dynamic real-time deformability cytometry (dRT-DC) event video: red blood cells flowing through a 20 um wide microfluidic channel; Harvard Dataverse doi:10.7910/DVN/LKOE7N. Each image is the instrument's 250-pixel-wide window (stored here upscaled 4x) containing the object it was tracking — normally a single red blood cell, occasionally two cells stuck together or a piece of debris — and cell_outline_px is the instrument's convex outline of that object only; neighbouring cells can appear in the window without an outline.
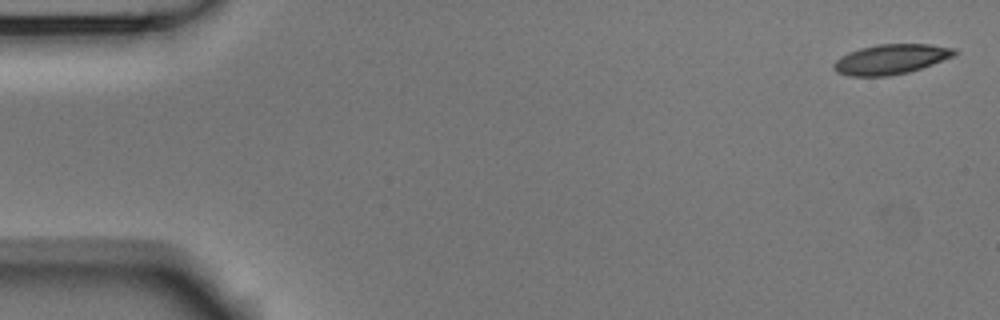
{"species": "Egyptian fruit bat (a non-hibernating species)", "species_latin": "Rousettus aegyptiacus", "temperature_condition": "room temperature", "stored_images_in_passage": 53, "camera_frame_rate_fps": 3000, "um_per_image_px": 0.085, "animal": {"sex": "male"}, "frame": {"image": 1, "passage_image": 1, "time_ms": 0.0, "image_size_px": [1000, 320], "cell_outline_px": [[960, 52], [956, 56], [908, 72], [888, 76], [848, 76], [836, 72], [832, 64], [840, 56], [848, 52], [860, 48], [876, 44], [928, 44], [956, 48]], "centroid_in_image_um": [75.74, 5.03], "position_along_channel_um": 9.3, "area_um2": 21.27}}
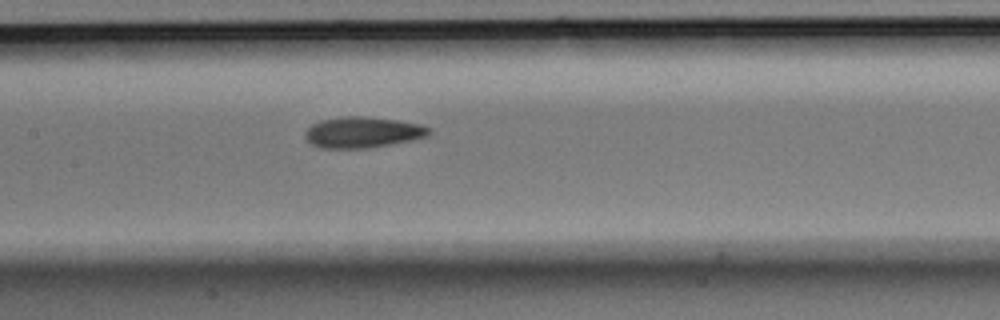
{"frame": {"image": 2, "passage_image": 25, "time_ms": 8.0, "image_size_px": [1000, 320], "cell_outline_px": [[432, 132], [428, 136], [412, 140], [392, 144], [368, 148], [320, 148], [312, 144], [304, 136], [304, 132], [312, 124], [320, 120], [348, 116], [364, 116], [396, 120], [420, 124], [432, 128]], "centroid_in_image_um": [30.85, 11.25], "position_along_channel_um": 176.6, "area_um2": 22.43}}
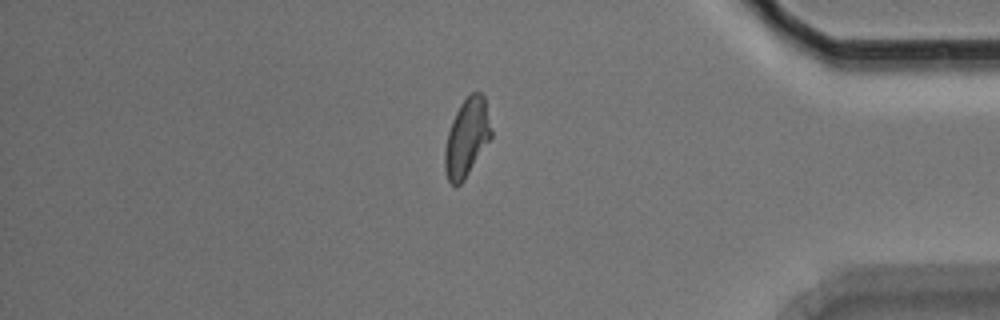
{"frame": {"image": 3, "passage_image": 45, "time_ms": 14.667, "image_size_px": [1000, 320], "cell_outline_px": [[492, 136], [464, 180], [456, 188], [448, 180], [444, 168], [444, 148], [448, 132], [452, 120], [460, 104], [472, 92], [480, 92], [484, 96], [492, 132]], "centroid_in_image_um": [39.66, 11.72], "position_along_channel_um": 395.5, "area_um2": 20.98}}